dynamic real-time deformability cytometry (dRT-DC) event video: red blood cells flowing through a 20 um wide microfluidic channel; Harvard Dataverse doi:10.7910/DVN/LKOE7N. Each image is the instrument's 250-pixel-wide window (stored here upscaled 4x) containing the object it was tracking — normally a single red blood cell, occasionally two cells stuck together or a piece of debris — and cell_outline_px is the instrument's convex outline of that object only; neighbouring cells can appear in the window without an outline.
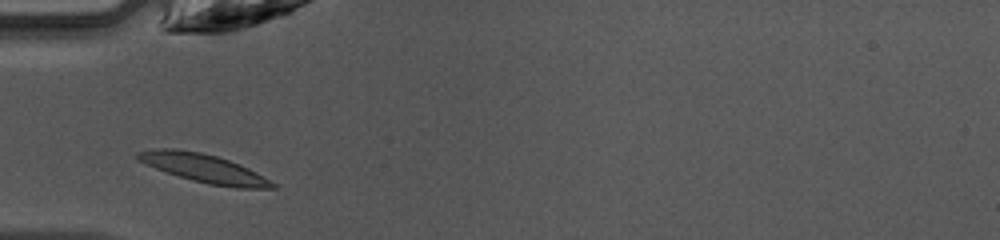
{"species": "common noctule bat (a hibernating species)", "species_latin": "Nyctalus noctula", "temperature_condition": "warm", "stored_images_in_passage": 34, "camera_frame_rate_fps": 3000, "um_per_image_px": 0.085, "animal": {"sex": "female", "body_mass_g": 10.0, "forearm_length_mm": 53.1}, "frame": {"image": 1, "passage_image": 2, "time_ms": 0.333, "image_size_px": [1000, 240], "cell_outline_px": [[280, 188], [236, 188], [208, 184], [192, 180], [144, 164], [136, 160], [136, 152], [160, 148], [172, 148], [200, 152], [216, 156], [240, 164], [256, 172], [276, 184]], "centroid_in_image_um": [17.33, 14.3], "position_along_channel_um": 67.7, "area_um2": 22.2}}
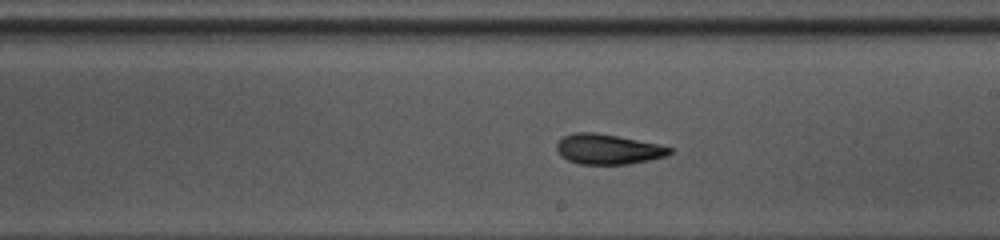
{"frame": {"image": 2, "passage_image": 14, "time_ms": 4.333, "image_size_px": [1000, 240], "cell_outline_px": [[672, 152], [668, 156], [628, 164], [580, 164], [568, 160], [560, 156], [556, 148], [556, 144], [564, 136], [572, 132], [592, 132], [616, 136], [660, 144], [672, 148]], "centroid_in_image_um": [51.68, 12.68], "position_along_channel_um": 237.3, "area_um2": 19.83}}
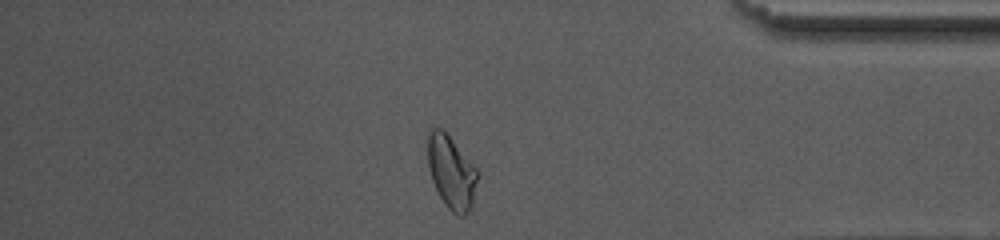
{"frame": {"image": 3, "passage_image": 27, "time_ms": 8.667, "image_size_px": [1000, 240], "cell_outline_px": [[480, 172], [472, 204], [468, 212], [464, 216], [456, 216], [444, 204], [432, 180], [428, 168], [428, 132], [432, 128], [440, 128], [452, 140]], "centroid_in_image_um": [38.38, 14.68], "position_along_channel_um": 396.8, "area_um2": 21.1}, "authors_computed_cell_mechanics": {"area_um2": 20.5768, "velocity_mm_per_s": 4.2305, "shape_relaxation_time_tau1_ms": 3.4071, "shape_relaxation_time_tau2_ms": 3.3667, "deformation_change_tau1": 0.1618, "deformation_change_tau2": 0.0738}}